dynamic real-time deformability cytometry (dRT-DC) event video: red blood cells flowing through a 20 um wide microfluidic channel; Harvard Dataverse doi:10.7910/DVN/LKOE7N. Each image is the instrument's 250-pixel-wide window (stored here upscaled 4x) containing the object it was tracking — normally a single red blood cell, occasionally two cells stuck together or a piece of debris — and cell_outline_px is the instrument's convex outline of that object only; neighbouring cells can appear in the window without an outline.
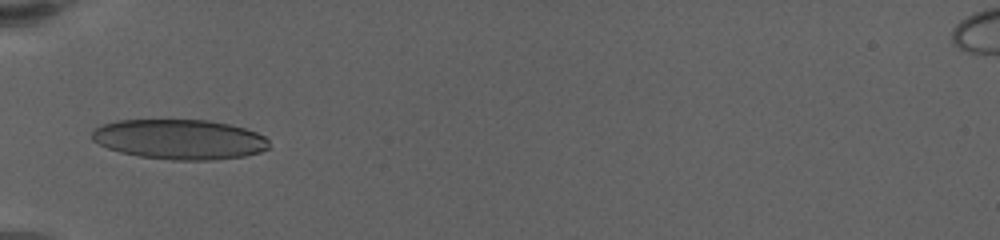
{"species": "human", "species_latin": "Homo sapiens", "temperature_condition": "warm", "stored_images_in_passage": 49, "camera_frame_rate_fps": 3000, "um_per_image_px": 0.085, "donor": {"sex": "female"}, "frame": {"image": 1, "passage_image": 1, "time_ms": 0.0, "image_size_px": [1000, 240], "cell_outline_px": [[268, 148], [260, 152], [244, 156], [208, 160], [172, 160], [140, 156], [120, 152], [108, 148], [92, 140], [92, 132], [96, 128], [104, 124], [116, 120], [208, 120], [228, 124], [244, 128], [256, 132], [264, 136], [268, 140]], "centroid_in_image_um": [15.26, 11.84], "position_along_channel_um": 69.7, "area_um2": 41.04}}
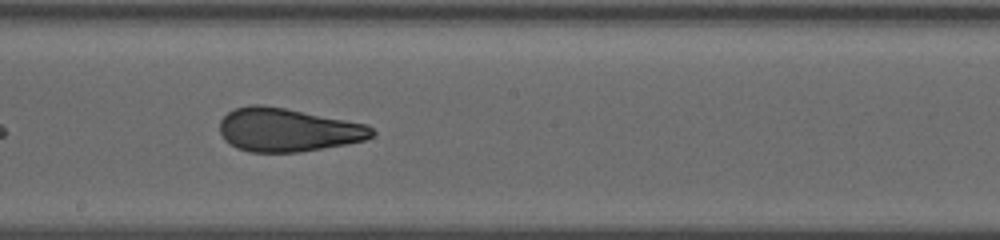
{"frame": {"image": 2, "passage_image": 19, "time_ms": 4.667, "image_size_px": [1000, 240], "cell_outline_px": [[376, 132], [372, 136], [364, 140], [348, 144], [300, 152], [248, 152], [236, 148], [228, 144], [224, 140], [220, 132], [220, 120], [228, 112], [236, 108], [248, 104], [260, 104], [284, 108], [368, 124]], "centroid_in_image_um": [24.44, 11.05], "position_along_channel_um": 223.8, "area_um2": 38.73}}
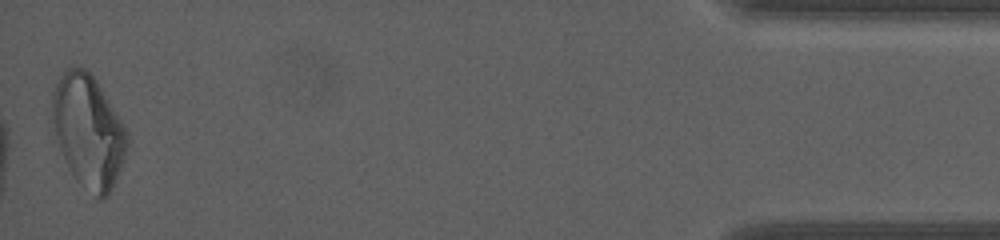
{"frame": {"image": 3, "passage_image": 49, "time_ms": 13.0, "image_size_px": [1000, 240], "cell_outline_px": [[128, 144], [124, 156], [112, 188], [108, 196], [104, 200], [96, 200], [76, 180], [68, 168], [64, 160], [56, 136], [52, 108], [52, 92], [60, 76], [68, 68], [84, 68], [96, 80], [128, 132]], "centroid_in_image_um": [7.51, 11.2], "position_along_channel_um": 427.7, "area_um2": 48.61}, "authors_computed_cell_mechanics": {"area_um2": 39.6508, "velocity_mm_per_s": 3.3635, "shape_relaxation_time_tau1_ms": null, "shape_relaxation_time_tau2_ms": 1.0264, "deformation_change_tau1": null, "deformation_change_tau2": 0.0817}}